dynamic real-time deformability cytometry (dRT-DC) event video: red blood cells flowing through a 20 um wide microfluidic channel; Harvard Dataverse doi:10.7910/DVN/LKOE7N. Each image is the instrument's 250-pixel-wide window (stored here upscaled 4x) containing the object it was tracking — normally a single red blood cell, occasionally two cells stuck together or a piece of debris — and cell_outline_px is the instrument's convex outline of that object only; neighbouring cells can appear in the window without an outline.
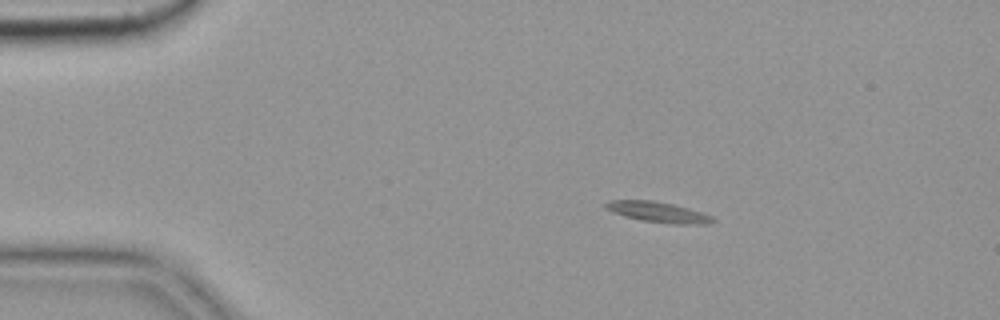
{"species": "common noctule bat (a hibernating species)", "species_latin": "Nyctalus noctula", "temperature_condition": "cold", "stored_images_in_passage": 6, "camera_frame_rate_fps": 3000, "um_per_image_px": 0.085, "animal": {"sex": "female", "body_mass_g": 19.9}, "frame": {"image": 1, "passage_image": 3, "time_ms": 0.667, "image_size_px": [1000, 320], "cell_outline_px": [[716, 220], [708, 224], [668, 224], [640, 220], [624, 216], [612, 212], [604, 208], [604, 204], [608, 200], [652, 200], [672, 204], [688, 208], [712, 216]], "centroid_in_image_um": [55.9, 18.03], "position_along_channel_um": 29.1, "area_um2": 12.89}}
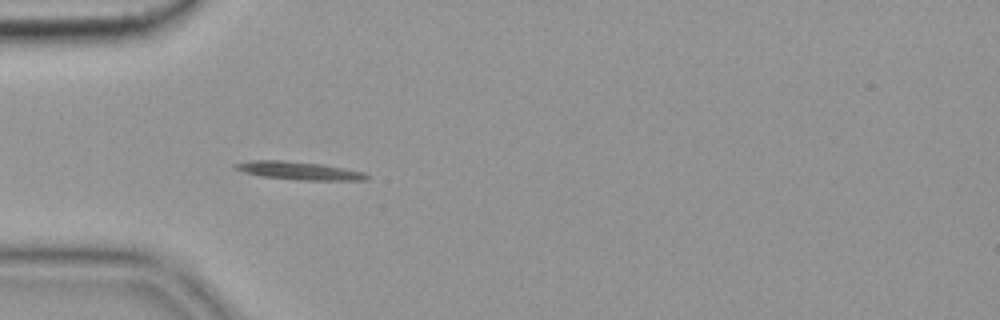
{"frame": {"image": 2, "passage_image": 5, "time_ms": 1.333, "image_size_px": [1000, 320], "cell_outline_px": [[368, 180], [300, 180], [260, 176], [244, 172], [232, 168], [232, 164], [248, 160], [284, 160], [324, 164], [364, 172], [368, 176]], "centroid_in_image_um": [25.35, 14.49], "position_along_channel_um": 59.6, "area_um2": 13.99}}